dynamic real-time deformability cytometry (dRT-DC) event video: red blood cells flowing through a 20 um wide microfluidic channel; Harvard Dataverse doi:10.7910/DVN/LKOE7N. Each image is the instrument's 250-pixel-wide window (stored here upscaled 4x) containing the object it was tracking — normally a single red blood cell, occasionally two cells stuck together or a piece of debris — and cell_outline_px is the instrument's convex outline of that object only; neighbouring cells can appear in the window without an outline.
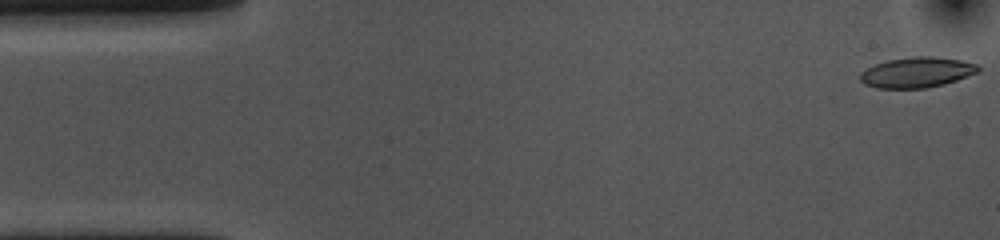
{"species": "common noctule bat (a hibernating species)", "species_latin": "Nyctalus noctula", "temperature_condition": "cold", "stored_images_in_passage": 55, "camera_frame_rate_fps": 3000, "um_per_image_px": 0.085, "animal": {"sex": "female", "body_mass_g": 10.0, "forearm_length_mm": 53.1}, "frame": {"image": 1, "passage_image": 1, "time_ms": 0.0, "image_size_px": [1000, 240], "cell_outline_px": [[980, 68], [976, 72], [956, 80], [944, 84], [928, 88], [876, 88], [864, 84], [860, 80], [860, 72], [876, 64], [888, 60], [912, 56], [932, 56], [960, 60], [976, 64]], "centroid_in_image_um": [77.9, 6.15], "position_along_channel_um": 7.1, "area_um2": 20.75}}
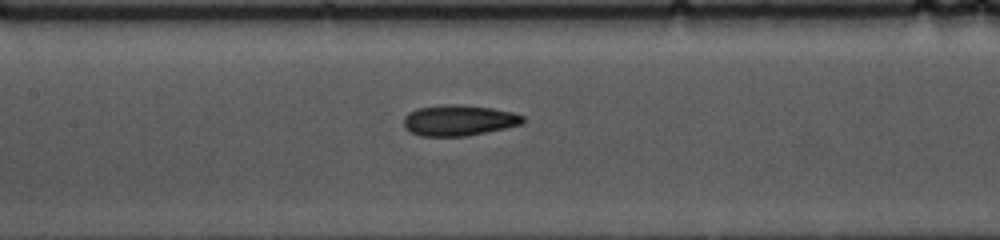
{"frame": {"image": 2, "passage_image": 24, "time_ms": 7.667, "image_size_px": [1000, 240], "cell_outline_px": [[524, 120], [520, 124], [504, 128], [468, 136], [420, 136], [408, 132], [404, 128], [404, 116], [408, 112], [416, 108], [444, 104], [460, 104], [492, 108], [512, 112], [524, 116]], "centroid_in_image_um": [38.94, 10.22], "position_along_channel_um": 168.5, "area_um2": 21.56}}
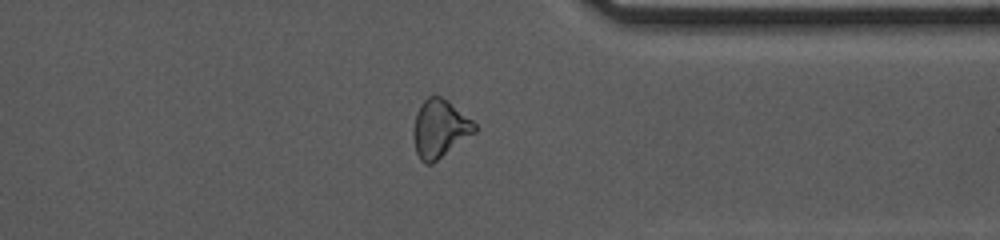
{"frame": {"image": 3, "passage_image": 42, "time_ms": 13.667, "image_size_px": [1000, 240], "cell_outline_px": [[476, 132], [432, 164], [424, 164], [420, 160], [416, 152], [412, 132], [412, 128], [416, 112], [420, 104], [428, 96], [440, 96], [448, 100], [472, 120], [476, 124]], "centroid_in_image_um": [37.35, 10.94], "position_along_channel_um": 374.0, "area_um2": 20.87}, "authors_computed_cell_mechanics": {"area_um2": 21.1548, "velocity_mm_per_s": 3.5524, "shape_relaxation_time_tau1_ms": 5.2005, "shape_relaxation_time_tau2_ms": 4.9007, "deformation_change_tau1": 0.1334, "deformation_change_tau2": 0.1178}}